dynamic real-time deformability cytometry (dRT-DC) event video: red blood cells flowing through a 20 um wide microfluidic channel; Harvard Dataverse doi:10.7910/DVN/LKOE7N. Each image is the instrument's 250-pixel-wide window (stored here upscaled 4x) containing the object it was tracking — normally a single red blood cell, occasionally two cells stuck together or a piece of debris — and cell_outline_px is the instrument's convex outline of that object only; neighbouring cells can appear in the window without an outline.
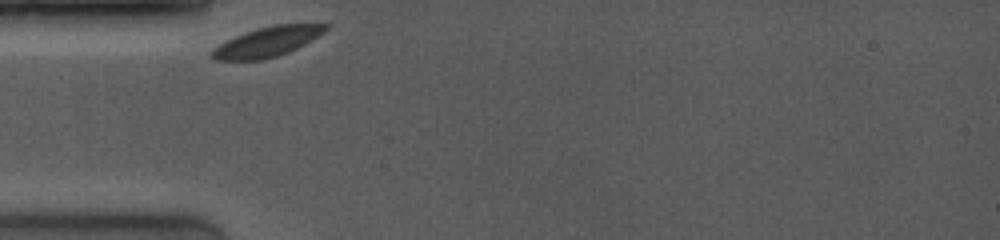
{"species": "common noctule bat (a hibernating species)", "species_latin": "Nyctalus noctula", "temperature_condition": "room temperature", "stored_images_in_passage": 3, "camera_frame_rate_fps": 4000, "um_per_image_px": 0.085, "animal": {"sex": "female", "body_mass_g": 19.0, "forearm_length_mm": 53.3}, "frame": {"image": 1, "passage_image": 1, "time_ms": 0.0, "image_size_px": [1000, 240], "cell_outline_px": [[328, 28], [324, 32], [304, 44], [288, 52], [264, 60], [216, 60], [212, 56], [212, 48], [244, 32], [256, 28], [272, 24], [328, 24]], "centroid_in_image_um": [22.71, 3.54], "position_along_channel_um": 62.3, "area_um2": 19.54}}